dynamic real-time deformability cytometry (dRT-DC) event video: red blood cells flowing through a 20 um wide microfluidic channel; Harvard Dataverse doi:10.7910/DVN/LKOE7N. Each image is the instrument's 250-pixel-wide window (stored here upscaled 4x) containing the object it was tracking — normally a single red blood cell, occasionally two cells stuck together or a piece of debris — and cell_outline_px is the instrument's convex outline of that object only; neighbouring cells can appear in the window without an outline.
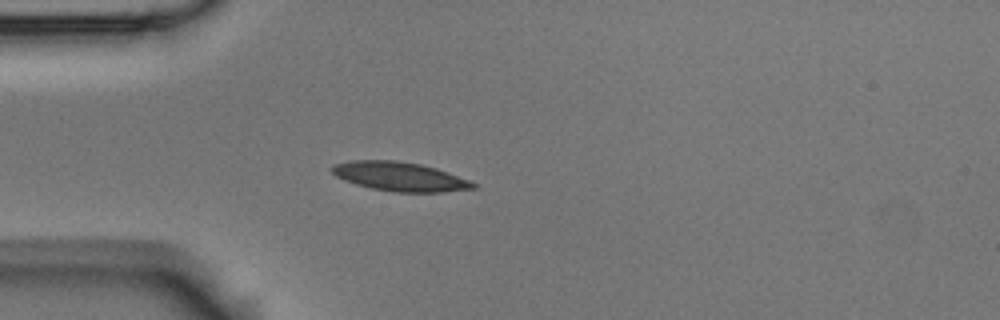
{"species": "Egyptian fruit bat (a non-hibernating species)", "species_latin": "Rousettus aegyptiacus", "temperature_condition": "room temperature", "stored_images_in_passage": 4, "camera_frame_rate_fps": 3000, "um_per_image_px": 0.085, "animal": {"sex": "male"}, "frame": {"image": 1, "passage_image": 3, "time_ms": 0.667, "image_size_px": [1000, 320], "cell_outline_px": [[476, 188], [440, 192], [396, 192], [372, 188], [356, 184], [344, 180], [336, 176], [328, 168], [332, 164], [352, 160], [396, 160], [420, 164], [436, 168], [448, 172], [468, 180], [476, 184]], "centroid_in_image_um": [33.93, 14.99], "position_along_channel_um": 51.1, "area_um2": 23.87}}